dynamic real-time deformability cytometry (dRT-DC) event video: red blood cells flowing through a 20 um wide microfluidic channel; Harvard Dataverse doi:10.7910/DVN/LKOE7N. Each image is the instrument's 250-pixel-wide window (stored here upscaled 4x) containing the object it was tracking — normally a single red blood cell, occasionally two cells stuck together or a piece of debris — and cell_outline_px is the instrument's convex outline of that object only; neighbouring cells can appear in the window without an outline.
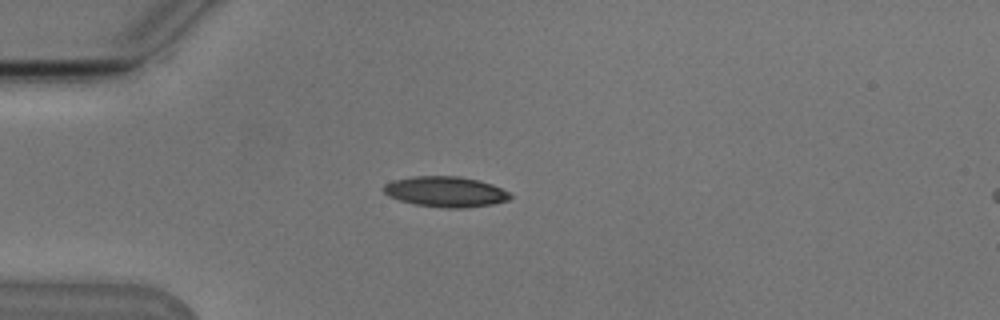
{"species": "Egyptian fruit bat (a non-hibernating species)", "species_latin": "Rousettus aegyptiacus", "temperature_condition": "cold", "stored_images_in_passage": 20, "camera_frame_rate_fps": 3000, "um_per_image_px": 0.085, "animal": {"sex": "male"}, "frame": {"image": 1, "passage_image": 14, "time_ms": 4.333, "image_size_px": [1000, 320], "cell_outline_px": [[512, 196], [508, 200], [492, 204], [464, 208], [448, 208], [416, 204], [400, 200], [384, 192], [384, 184], [392, 180], [416, 176], [456, 176], [476, 180], [492, 184], [508, 192]], "centroid_in_image_um": [37.88, 16.29], "position_along_channel_um": 47.1, "area_um2": 22.08}}